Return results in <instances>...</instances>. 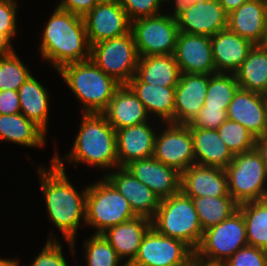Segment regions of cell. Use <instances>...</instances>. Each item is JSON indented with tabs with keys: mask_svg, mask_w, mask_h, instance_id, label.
<instances>
[{
	"mask_svg": "<svg viewBox=\"0 0 267 266\" xmlns=\"http://www.w3.org/2000/svg\"><path fill=\"white\" fill-rule=\"evenodd\" d=\"M41 190L45 198L50 220L60 230L74 252L76 235L82 220L85 223L87 187L78 192L65 173L64 164L51 159L50 167H38Z\"/></svg>",
	"mask_w": 267,
	"mask_h": 266,
	"instance_id": "cell-1",
	"label": "cell"
},
{
	"mask_svg": "<svg viewBox=\"0 0 267 266\" xmlns=\"http://www.w3.org/2000/svg\"><path fill=\"white\" fill-rule=\"evenodd\" d=\"M42 36L41 57L57 71L67 64L90 59L91 46L82 16L56 7Z\"/></svg>",
	"mask_w": 267,
	"mask_h": 266,
	"instance_id": "cell-2",
	"label": "cell"
},
{
	"mask_svg": "<svg viewBox=\"0 0 267 266\" xmlns=\"http://www.w3.org/2000/svg\"><path fill=\"white\" fill-rule=\"evenodd\" d=\"M54 155L56 164L84 163L105 170L119 167L116 145V130L108 123L103 113H83L73 147L64 157ZM107 168V169H106Z\"/></svg>",
	"mask_w": 267,
	"mask_h": 266,
	"instance_id": "cell-3",
	"label": "cell"
},
{
	"mask_svg": "<svg viewBox=\"0 0 267 266\" xmlns=\"http://www.w3.org/2000/svg\"><path fill=\"white\" fill-rule=\"evenodd\" d=\"M57 72L82 103V113H103L121 86L91 59L67 64Z\"/></svg>",
	"mask_w": 267,
	"mask_h": 266,
	"instance_id": "cell-4",
	"label": "cell"
},
{
	"mask_svg": "<svg viewBox=\"0 0 267 266\" xmlns=\"http://www.w3.org/2000/svg\"><path fill=\"white\" fill-rule=\"evenodd\" d=\"M152 227L163 236L183 241L193 251L201 242L203 229L191 197L181 190L162 199L151 219Z\"/></svg>",
	"mask_w": 267,
	"mask_h": 266,
	"instance_id": "cell-5",
	"label": "cell"
},
{
	"mask_svg": "<svg viewBox=\"0 0 267 266\" xmlns=\"http://www.w3.org/2000/svg\"><path fill=\"white\" fill-rule=\"evenodd\" d=\"M100 180L86 193L85 223L95 227V234L136 217L128 200L104 176Z\"/></svg>",
	"mask_w": 267,
	"mask_h": 266,
	"instance_id": "cell-6",
	"label": "cell"
},
{
	"mask_svg": "<svg viewBox=\"0 0 267 266\" xmlns=\"http://www.w3.org/2000/svg\"><path fill=\"white\" fill-rule=\"evenodd\" d=\"M225 172L228 192L239 205L267 198V174L255 148L234 155Z\"/></svg>",
	"mask_w": 267,
	"mask_h": 266,
	"instance_id": "cell-7",
	"label": "cell"
},
{
	"mask_svg": "<svg viewBox=\"0 0 267 266\" xmlns=\"http://www.w3.org/2000/svg\"><path fill=\"white\" fill-rule=\"evenodd\" d=\"M246 246V224L242 212L238 209L221 223L204 230L194 253L203 261L224 263Z\"/></svg>",
	"mask_w": 267,
	"mask_h": 266,
	"instance_id": "cell-8",
	"label": "cell"
},
{
	"mask_svg": "<svg viewBox=\"0 0 267 266\" xmlns=\"http://www.w3.org/2000/svg\"><path fill=\"white\" fill-rule=\"evenodd\" d=\"M90 59L108 76L126 85L139 62L132 32L91 45Z\"/></svg>",
	"mask_w": 267,
	"mask_h": 266,
	"instance_id": "cell-9",
	"label": "cell"
},
{
	"mask_svg": "<svg viewBox=\"0 0 267 266\" xmlns=\"http://www.w3.org/2000/svg\"><path fill=\"white\" fill-rule=\"evenodd\" d=\"M139 57L174 54L180 33L174 12L131 22Z\"/></svg>",
	"mask_w": 267,
	"mask_h": 266,
	"instance_id": "cell-10",
	"label": "cell"
},
{
	"mask_svg": "<svg viewBox=\"0 0 267 266\" xmlns=\"http://www.w3.org/2000/svg\"><path fill=\"white\" fill-rule=\"evenodd\" d=\"M164 127L156 134L153 157L182 174L195 164L191 130L184 124L164 123Z\"/></svg>",
	"mask_w": 267,
	"mask_h": 266,
	"instance_id": "cell-11",
	"label": "cell"
},
{
	"mask_svg": "<svg viewBox=\"0 0 267 266\" xmlns=\"http://www.w3.org/2000/svg\"><path fill=\"white\" fill-rule=\"evenodd\" d=\"M173 8L180 32L211 37L227 29L228 14L219 0L197 1Z\"/></svg>",
	"mask_w": 267,
	"mask_h": 266,
	"instance_id": "cell-12",
	"label": "cell"
},
{
	"mask_svg": "<svg viewBox=\"0 0 267 266\" xmlns=\"http://www.w3.org/2000/svg\"><path fill=\"white\" fill-rule=\"evenodd\" d=\"M193 254L194 251L183 241L163 236L151 227L129 266H177Z\"/></svg>",
	"mask_w": 267,
	"mask_h": 266,
	"instance_id": "cell-13",
	"label": "cell"
},
{
	"mask_svg": "<svg viewBox=\"0 0 267 266\" xmlns=\"http://www.w3.org/2000/svg\"><path fill=\"white\" fill-rule=\"evenodd\" d=\"M83 19L90 46L131 32V20L117 0H101Z\"/></svg>",
	"mask_w": 267,
	"mask_h": 266,
	"instance_id": "cell-14",
	"label": "cell"
},
{
	"mask_svg": "<svg viewBox=\"0 0 267 266\" xmlns=\"http://www.w3.org/2000/svg\"><path fill=\"white\" fill-rule=\"evenodd\" d=\"M174 57L180 73L215 74L211 37L180 32Z\"/></svg>",
	"mask_w": 267,
	"mask_h": 266,
	"instance_id": "cell-15",
	"label": "cell"
},
{
	"mask_svg": "<svg viewBox=\"0 0 267 266\" xmlns=\"http://www.w3.org/2000/svg\"><path fill=\"white\" fill-rule=\"evenodd\" d=\"M125 168L149 187L160 200L180 191L181 174L153 156L130 162Z\"/></svg>",
	"mask_w": 267,
	"mask_h": 266,
	"instance_id": "cell-16",
	"label": "cell"
},
{
	"mask_svg": "<svg viewBox=\"0 0 267 266\" xmlns=\"http://www.w3.org/2000/svg\"><path fill=\"white\" fill-rule=\"evenodd\" d=\"M104 177L122 194L136 216L152 219L160 205V198L125 167H118Z\"/></svg>",
	"mask_w": 267,
	"mask_h": 266,
	"instance_id": "cell-17",
	"label": "cell"
},
{
	"mask_svg": "<svg viewBox=\"0 0 267 266\" xmlns=\"http://www.w3.org/2000/svg\"><path fill=\"white\" fill-rule=\"evenodd\" d=\"M209 74L180 75L175 87L174 124L188 125L204 106Z\"/></svg>",
	"mask_w": 267,
	"mask_h": 266,
	"instance_id": "cell-18",
	"label": "cell"
},
{
	"mask_svg": "<svg viewBox=\"0 0 267 266\" xmlns=\"http://www.w3.org/2000/svg\"><path fill=\"white\" fill-rule=\"evenodd\" d=\"M180 190L188 197L231 196L225 169L198 164L181 174Z\"/></svg>",
	"mask_w": 267,
	"mask_h": 266,
	"instance_id": "cell-19",
	"label": "cell"
},
{
	"mask_svg": "<svg viewBox=\"0 0 267 266\" xmlns=\"http://www.w3.org/2000/svg\"><path fill=\"white\" fill-rule=\"evenodd\" d=\"M156 129L149 122L116 130L119 167L153 156Z\"/></svg>",
	"mask_w": 267,
	"mask_h": 266,
	"instance_id": "cell-20",
	"label": "cell"
},
{
	"mask_svg": "<svg viewBox=\"0 0 267 266\" xmlns=\"http://www.w3.org/2000/svg\"><path fill=\"white\" fill-rule=\"evenodd\" d=\"M212 57L217 73H235L254 44L228 28L211 36Z\"/></svg>",
	"mask_w": 267,
	"mask_h": 266,
	"instance_id": "cell-21",
	"label": "cell"
},
{
	"mask_svg": "<svg viewBox=\"0 0 267 266\" xmlns=\"http://www.w3.org/2000/svg\"><path fill=\"white\" fill-rule=\"evenodd\" d=\"M266 26V0H248L228 15L227 28L254 45L263 42Z\"/></svg>",
	"mask_w": 267,
	"mask_h": 266,
	"instance_id": "cell-22",
	"label": "cell"
},
{
	"mask_svg": "<svg viewBox=\"0 0 267 266\" xmlns=\"http://www.w3.org/2000/svg\"><path fill=\"white\" fill-rule=\"evenodd\" d=\"M227 119L240 123L255 137L266 134L263 95L239 88L227 108Z\"/></svg>",
	"mask_w": 267,
	"mask_h": 266,
	"instance_id": "cell-23",
	"label": "cell"
},
{
	"mask_svg": "<svg viewBox=\"0 0 267 266\" xmlns=\"http://www.w3.org/2000/svg\"><path fill=\"white\" fill-rule=\"evenodd\" d=\"M151 227V219L136 216L124 223L109 227L102 235L122 260L127 259L125 263L129 266L137 257L142 240Z\"/></svg>",
	"mask_w": 267,
	"mask_h": 266,
	"instance_id": "cell-24",
	"label": "cell"
},
{
	"mask_svg": "<svg viewBox=\"0 0 267 266\" xmlns=\"http://www.w3.org/2000/svg\"><path fill=\"white\" fill-rule=\"evenodd\" d=\"M103 114L115 130L139 125L149 120L144 105L127 85H121L116 90Z\"/></svg>",
	"mask_w": 267,
	"mask_h": 266,
	"instance_id": "cell-25",
	"label": "cell"
},
{
	"mask_svg": "<svg viewBox=\"0 0 267 266\" xmlns=\"http://www.w3.org/2000/svg\"><path fill=\"white\" fill-rule=\"evenodd\" d=\"M126 85L142 102L149 116L151 113L164 123L174 124L175 87L144 83L135 75Z\"/></svg>",
	"mask_w": 267,
	"mask_h": 266,
	"instance_id": "cell-26",
	"label": "cell"
},
{
	"mask_svg": "<svg viewBox=\"0 0 267 266\" xmlns=\"http://www.w3.org/2000/svg\"><path fill=\"white\" fill-rule=\"evenodd\" d=\"M195 164L225 169L233 160L230 152L217 129L190 128Z\"/></svg>",
	"mask_w": 267,
	"mask_h": 266,
	"instance_id": "cell-27",
	"label": "cell"
},
{
	"mask_svg": "<svg viewBox=\"0 0 267 266\" xmlns=\"http://www.w3.org/2000/svg\"><path fill=\"white\" fill-rule=\"evenodd\" d=\"M180 69L174 54L139 57L135 76L144 83L176 87Z\"/></svg>",
	"mask_w": 267,
	"mask_h": 266,
	"instance_id": "cell-28",
	"label": "cell"
},
{
	"mask_svg": "<svg viewBox=\"0 0 267 266\" xmlns=\"http://www.w3.org/2000/svg\"><path fill=\"white\" fill-rule=\"evenodd\" d=\"M17 92L20 100V113L46 133L50 100L45 87L33 75H30Z\"/></svg>",
	"mask_w": 267,
	"mask_h": 266,
	"instance_id": "cell-29",
	"label": "cell"
},
{
	"mask_svg": "<svg viewBox=\"0 0 267 266\" xmlns=\"http://www.w3.org/2000/svg\"><path fill=\"white\" fill-rule=\"evenodd\" d=\"M45 136L46 133L22 113L0 114V142L41 148L45 144Z\"/></svg>",
	"mask_w": 267,
	"mask_h": 266,
	"instance_id": "cell-30",
	"label": "cell"
},
{
	"mask_svg": "<svg viewBox=\"0 0 267 266\" xmlns=\"http://www.w3.org/2000/svg\"><path fill=\"white\" fill-rule=\"evenodd\" d=\"M239 87L258 94L267 93V48L254 45L234 73Z\"/></svg>",
	"mask_w": 267,
	"mask_h": 266,
	"instance_id": "cell-31",
	"label": "cell"
},
{
	"mask_svg": "<svg viewBox=\"0 0 267 266\" xmlns=\"http://www.w3.org/2000/svg\"><path fill=\"white\" fill-rule=\"evenodd\" d=\"M246 224L248 246L267 251V198L239 205Z\"/></svg>",
	"mask_w": 267,
	"mask_h": 266,
	"instance_id": "cell-32",
	"label": "cell"
},
{
	"mask_svg": "<svg viewBox=\"0 0 267 266\" xmlns=\"http://www.w3.org/2000/svg\"><path fill=\"white\" fill-rule=\"evenodd\" d=\"M203 231L221 223L238 210L239 204L232 196L191 197Z\"/></svg>",
	"mask_w": 267,
	"mask_h": 266,
	"instance_id": "cell-33",
	"label": "cell"
},
{
	"mask_svg": "<svg viewBox=\"0 0 267 266\" xmlns=\"http://www.w3.org/2000/svg\"><path fill=\"white\" fill-rule=\"evenodd\" d=\"M239 88L236 76L233 73L209 75V86L204 105L208 108H228Z\"/></svg>",
	"mask_w": 267,
	"mask_h": 266,
	"instance_id": "cell-34",
	"label": "cell"
},
{
	"mask_svg": "<svg viewBox=\"0 0 267 266\" xmlns=\"http://www.w3.org/2000/svg\"><path fill=\"white\" fill-rule=\"evenodd\" d=\"M87 266H120L121 258L102 234H93L83 242ZM122 266H127L124 262Z\"/></svg>",
	"mask_w": 267,
	"mask_h": 266,
	"instance_id": "cell-35",
	"label": "cell"
},
{
	"mask_svg": "<svg viewBox=\"0 0 267 266\" xmlns=\"http://www.w3.org/2000/svg\"><path fill=\"white\" fill-rule=\"evenodd\" d=\"M217 131L233 155L255 148V136L240 123L226 119Z\"/></svg>",
	"mask_w": 267,
	"mask_h": 266,
	"instance_id": "cell-36",
	"label": "cell"
},
{
	"mask_svg": "<svg viewBox=\"0 0 267 266\" xmlns=\"http://www.w3.org/2000/svg\"><path fill=\"white\" fill-rule=\"evenodd\" d=\"M29 70L16 52L7 56H0V91H17L31 75Z\"/></svg>",
	"mask_w": 267,
	"mask_h": 266,
	"instance_id": "cell-37",
	"label": "cell"
},
{
	"mask_svg": "<svg viewBox=\"0 0 267 266\" xmlns=\"http://www.w3.org/2000/svg\"><path fill=\"white\" fill-rule=\"evenodd\" d=\"M119 2L131 22L161 14V3H169L168 0H120Z\"/></svg>",
	"mask_w": 267,
	"mask_h": 266,
	"instance_id": "cell-38",
	"label": "cell"
},
{
	"mask_svg": "<svg viewBox=\"0 0 267 266\" xmlns=\"http://www.w3.org/2000/svg\"><path fill=\"white\" fill-rule=\"evenodd\" d=\"M225 266H267V251L253 247L246 246L239 249L227 261Z\"/></svg>",
	"mask_w": 267,
	"mask_h": 266,
	"instance_id": "cell-39",
	"label": "cell"
},
{
	"mask_svg": "<svg viewBox=\"0 0 267 266\" xmlns=\"http://www.w3.org/2000/svg\"><path fill=\"white\" fill-rule=\"evenodd\" d=\"M30 266H69L62 253V243L56 238H48Z\"/></svg>",
	"mask_w": 267,
	"mask_h": 266,
	"instance_id": "cell-40",
	"label": "cell"
},
{
	"mask_svg": "<svg viewBox=\"0 0 267 266\" xmlns=\"http://www.w3.org/2000/svg\"><path fill=\"white\" fill-rule=\"evenodd\" d=\"M226 119L227 108H208L204 105L188 126L189 128L217 129Z\"/></svg>",
	"mask_w": 267,
	"mask_h": 266,
	"instance_id": "cell-41",
	"label": "cell"
},
{
	"mask_svg": "<svg viewBox=\"0 0 267 266\" xmlns=\"http://www.w3.org/2000/svg\"><path fill=\"white\" fill-rule=\"evenodd\" d=\"M17 0L0 2V29L11 40L16 35Z\"/></svg>",
	"mask_w": 267,
	"mask_h": 266,
	"instance_id": "cell-42",
	"label": "cell"
},
{
	"mask_svg": "<svg viewBox=\"0 0 267 266\" xmlns=\"http://www.w3.org/2000/svg\"><path fill=\"white\" fill-rule=\"evenodd\" d=\"M101 0H62L57 8L84 17Z\"/></svg>",
	"mask_w": 267,
	"mask_h": 266,
	"instance_id": "cell-43",
	"label": "cell"
},
{
	"mask_svg": "<svg viewBox=\"0 0 267 266\" xmlns=\"http://www.w3.org/2000/svg\"><path fill=\"white\" fill-rule=\"evenodd\" d=\"M20 113L18 92L14 90L0 91V114Z\"/></svg>",
	"mask_w": 267,
	"mask_h": 266,
	"instance_id": "cell-44",
	"label": "cell"
},
{
	"mask_svg": "<svg viewBox=\"0 0 267 266\" xmlns=\"http://www.w3.org/2000/svg\"><path fill=\"white\" fill-rule=\"evenodd\" d=\"M255 149L259 152L267 174V133L255 137Z\"/></svg>",
	"mask_w": 267,
	"mask_h": 266,
	"instance_id": "cell-45",
	"label": "cell"
},
{
	"mask_svg": "<svg viewBox=\"0 0 267 266\" xmlns=\"http://www.w3.org/2000/svg\"><path fill=\"white\" fill-rule=\"evenodd\" d=\"M11 40L5 33L1 32L0 29V56H7L15 52L12 47Z\"/></svg>",
	"mask_w": 267,
	"mask_h": 266,
	"instance_id": "cell-46",
	"label": "cell"
},
{
	"mask_svg": "<svg viewBox=\"0 0 267 266\" xmlns=\"http://www.w3.org/2000/svg\"><path fill=\"white\" fill-rule=\"evenodd\" d=\"M225 12L229 15L248 0H219Z\"/></svg>",
	"mask_w": 267,
	"mask_h": 266,
	"instance_id": "cell-47",
	"label": "cell"
},
{
	"mask_svg": "<svg viewBox=\"0 0 267 266\" xmlns=\"http://www.w3.org/2000/svg\"><path fill=\"white\" fill-rule=\"evenodd\" d=\"M19 260L0 258V266H19Z\"/></svg>",
	"mask_w": 267,
	"mask_h": 266,
	"instance_id": "cell-48",
	"label": "cell"
},
{
	"mask_svg": "<svg viewBox=\"0 0 267 266\" xmlns=\"http://www.w3.org/2000/svg\"><path fill=\"white\" fill-rule=\"evenodd\" d=\"M196 266H225V265L224 263H211L203 261L196 255Z\"/></svg>",
	"mask_w": 267,
	"mask_h": 266,
	"instance_id": "cell-49",
	"label": "cell"
},
{
	"mask_svg": "<svg viewBox=\"0 0 267 266\" xmlns=\"http://www.w3.org/2000/svg\"><path fill=\"white\" fill-rule=\"evenodd\" d=\"M171 1L175 3L174 6H187L197 1H208V0H171Z\"/></svg>",
	"mask_w": 267,
	"mask_h": 266,
	"instance_id": "cell-50",
	"label": "cell"
},
{
	"mask_svg": "<svg viewBox=\"0 0 267 266\" xmlns=\"http://www.w3.org/2000/svg\"><path fill=\"white\" fill-rule=\"evenodd\" d=\"M177 266H196V254L194 253L183 264H180V265H177Z\"/></svg>",
	"mask_w": 267,
	"mask_h": 266,
	"instance_id": "cell-51",
	"label": "cell"
},
{
	"mask_svg": "<svg viewBox=\"0 0 267 266\" xmlns=\"http://www.w3.org/2000/svg\"><path fill=\"white\" fill-rule=\"evenodd\" d=\"M263 103L265 107L266 126H267V93L263 95Z\"/></svg>",
	"mask_w": 267,
	"mask_h": 266,
	"instance_id": "cell-52",
	"label": "cell"
},
{
	"mask_svg": "<svg viewBox=\"0 0 267 266\" xmlns=\"http://www.w3.org/2000/svg\"><path fill=\"white\" fill-rule=\"evenodd\" d=\"M261 45L265 48H267V26H266V30H265V36L263 39V42L261 43Z\"/></svg>",
	"mask_w": 267,
	"mask_h": 266,
	"instance_id": "cell-53",
	"label": "cell"
}]
</instances>
